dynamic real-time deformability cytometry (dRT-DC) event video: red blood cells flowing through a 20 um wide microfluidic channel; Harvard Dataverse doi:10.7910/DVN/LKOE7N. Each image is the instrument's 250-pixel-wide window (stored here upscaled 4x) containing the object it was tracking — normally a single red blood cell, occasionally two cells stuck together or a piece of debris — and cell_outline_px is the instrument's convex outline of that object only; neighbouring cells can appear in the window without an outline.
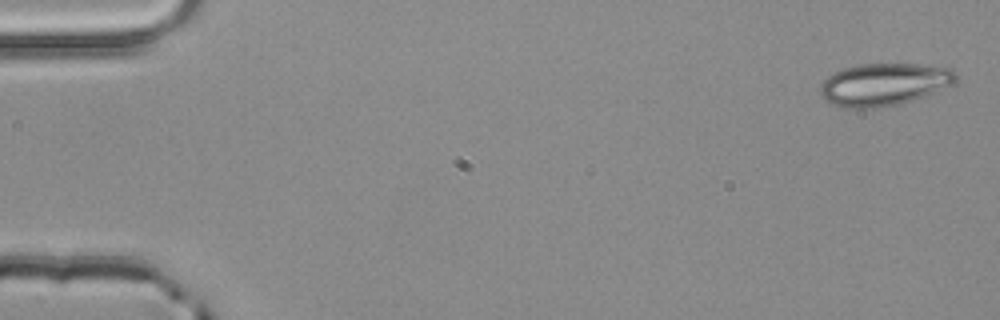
{"species": "common noctule bat (a hibernating species)", "species_latin": "Nyctalus noctula", "temperature_condition": "room temperature", "stored_images_in_passage": 4, "camera_frame_rate_fps": 3000, "um_per_image_px": 0.085, "animal": {"sex": "male", "body_mass_g": 20.4}, "frame": {"image": 1, "passage_image": 1, "time_ms": 0.0, "image_size_px": [1000, 320], "cell_outline_px": [[956, 80], [952, 84], [912, 100], [900, 104], [876, 108], [844, 108], [832, 104], [824, 100], [820, 96], [820, 84], [828, 76], [844, 68], [860, 64], [920, 64], [952, 68], [956, 72]], "centroid_in_image_um": [75.1, 7.17], "position_along_channel_um": 9.9, "area_um2": 33.47}}